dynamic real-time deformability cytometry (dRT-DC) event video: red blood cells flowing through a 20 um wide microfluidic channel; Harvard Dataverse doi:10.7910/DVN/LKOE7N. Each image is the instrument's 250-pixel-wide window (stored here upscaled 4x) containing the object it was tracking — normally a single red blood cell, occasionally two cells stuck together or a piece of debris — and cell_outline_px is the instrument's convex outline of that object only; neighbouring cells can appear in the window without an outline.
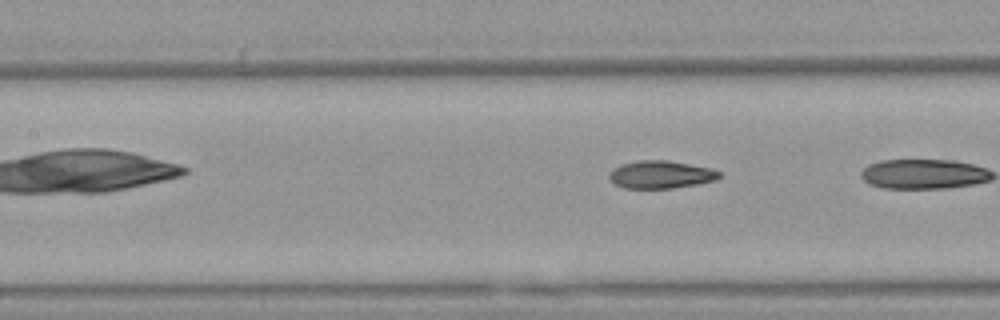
{"species": "Egyptian fruit bat (a non-hibernating species)", "species_latin": "Rousettus aegyptiacus", "temperature_condition": "warm", "stored_images_in_passage": 6, "camera_frame_rate_fps": 3000, "um_per_image_px": 0.085, "animal": {"sex": "female"}, "frame": {"image": 1, "passage_image": 6, "time_ms": 1.667, "image_size_px": [1000, 320], "cell_outline_px": [[720, 176], [716, 180], [696, 184], [672, 188], [624, 188], [616, 184], [608, 176], [612, 168], [620, 164], [640, 160], [668, 160], [712, 168], [720, 172]], "centroid_in_image_um": [56.16, 14.83], "position_along_channel_um": 151.2, "area_um2": 17.74}}